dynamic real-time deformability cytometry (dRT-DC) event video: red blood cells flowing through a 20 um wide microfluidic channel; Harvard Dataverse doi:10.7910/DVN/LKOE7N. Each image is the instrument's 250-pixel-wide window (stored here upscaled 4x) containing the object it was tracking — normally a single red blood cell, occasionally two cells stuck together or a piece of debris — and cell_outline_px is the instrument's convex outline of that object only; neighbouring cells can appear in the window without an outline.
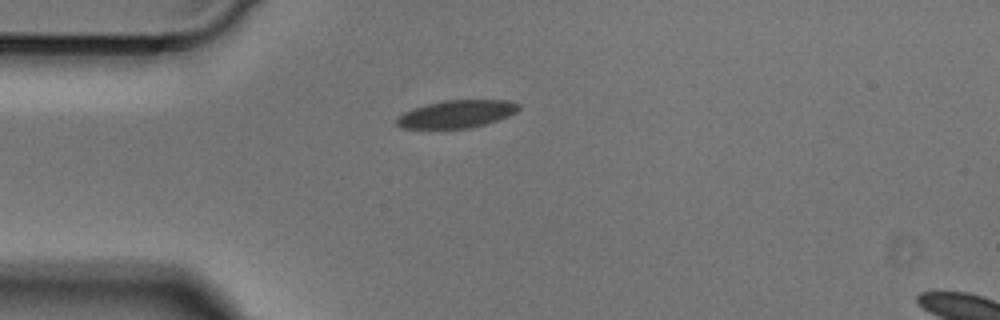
{"species": "Egyptian fruit bat (a non-hibernating species)", "species_latin": "Rousettus aegyptiacus", "temperature_condition": "cold", "stored_images_in_passage": 38, "camera_frame_rate_fps": 3000, "um_per_image_px": 0.085, "animal": {"sex": "male"}, "frame": {"image": 1, "passage_image": 1, "time_ms": 0.0, "image_size_px": [1000, 320], "cell_outline_px": [[520, 108], [516, 112], [508, 116], [484, 124], [468, 128], [400, 128], [396, 124], [396, 116], [412, 108], [444, 100], [508, 100], [520, 104]], "centroid_in_image_um": [38.79, 9.68], "position_along_channel_um": 46.2, "area_um2": 19.59}}
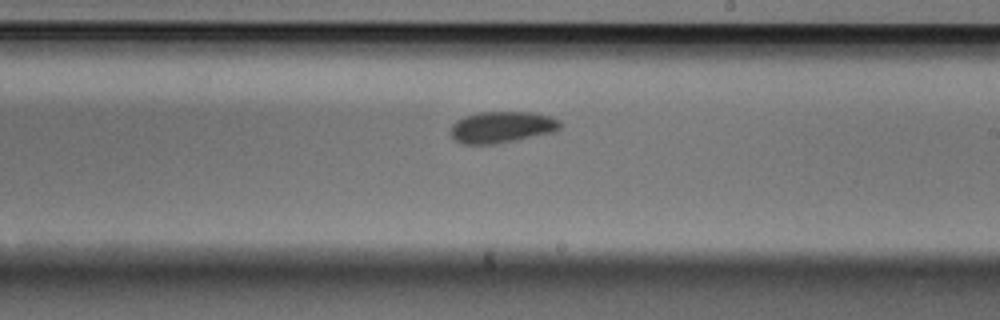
{"frame": {"image": 2, "passage_image": 17, "time_ms": 5.333, "image_size_px": [1000, 320], "cell_outline_px": [[560, 128], [556, 132], [496, 144], [464, 144], [456, 140], [448, 132], [452, 124], [456, 120], [464, 116], [476, 112], [532, 112], [548, 116], [560, 120]], "centroid_in_image_um": [42.63, 10.8], "position_along_channel_um": 246.4, "area_um2": 20.29}}
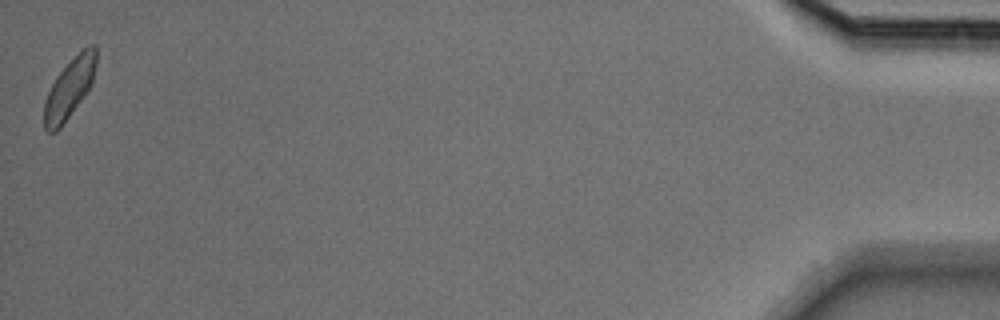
{"frame": {"image": 3, "passage_image": 38, "time_ms": 12.333, "image_size_px": [1000, 320], "cell_outline_px": [[96, 64], [92, 84], [60, 128], [56, 132], [48, 132], [44, 128], [44, 104], [48, 92], [56, 76], [88, 44], [96, 44]], "centroid_in_image_um": [5.9, 7.51], "position_along_channel_um": 429.3, "area_um2": 17.69}}